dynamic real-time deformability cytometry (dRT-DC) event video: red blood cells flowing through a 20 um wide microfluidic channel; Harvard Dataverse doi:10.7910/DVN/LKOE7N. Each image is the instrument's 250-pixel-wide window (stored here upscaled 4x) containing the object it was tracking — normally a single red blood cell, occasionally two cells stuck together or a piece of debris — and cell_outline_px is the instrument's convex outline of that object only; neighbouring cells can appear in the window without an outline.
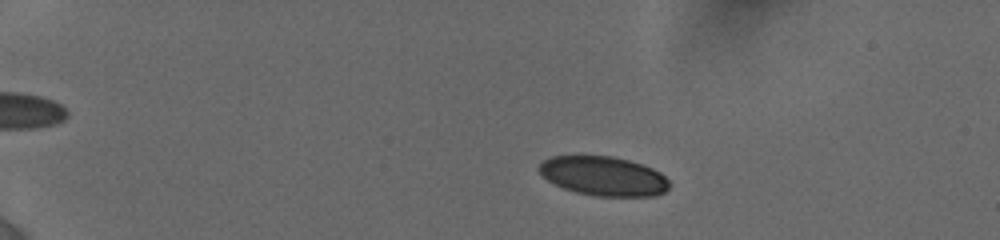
{"species": "human", "species_latin": "Homo sapiens", "temperature_condition": "cold", "stored_images_in_passage": 40, "camera_frame_rate_fps": 3000, "um_per_image_px": 0.085, "donor": {"sex": "female"}, "frame": {"image": 1, "passage_image": 6, "time_ms": 2.667, "image_size_px": [1000, 240], "cell_outline_px": [[672, 184], [664, 192], [656, 196], [596, 196], [576, 192], [564, 188], [548, 180], [536, 168], [544, 160], [552, 156], [612, 156], [628, 160], [652, 168], [660, 172]], "centroid_in_image_um": [51.32, 14.97], "position_along_channel_um": 33.7, "area_um2": 29.71}}
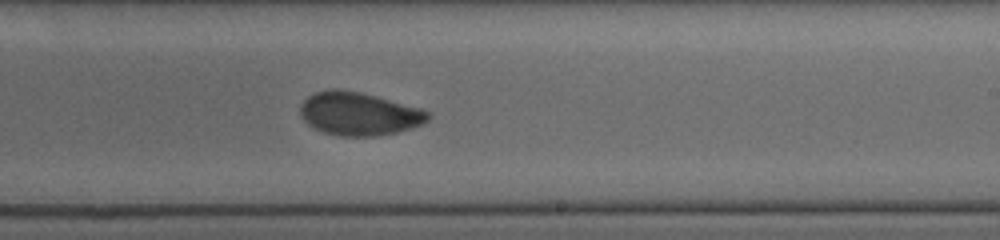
{"frame": {"image": 2, "passage_image": 24, "time_ms": 11.0, "image_size_px": [1000, 240], "cell_outline_px": [[432, 116], [424, 124], [412, 128], [396, 132], [376, 136], [340, 136], [324, 132], [312, 128], [300, 116], [300, 104], [308, 96], [316, 92], [332, 88], [336, 88], [360, 92], [376, 96], [420, 108], [428, 112]], "centroid_in_image_um": [30.5, 9.67], "position_along_channel_um": 258.5, "area_um2": 32.25}}
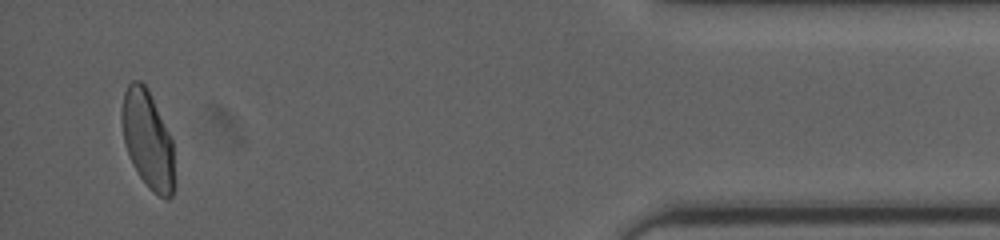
{"frame": {"image": 3, "passage_image": 39, "time_ms": 16.667, "image_size_px": [1000, 240], "cell_outline_px": [[176, 184], [172, 196], [168, 200], [164, 200], [152, 192], [148, 188], [132, 164], [124, 144], [120, 120], [120, 112], [124, 92], [128, 84], [132, 80], [140, 80], [148, 88], [172, 136]], "centroid_in_image_um": [12.58, 11.89], "position_along_channel_um": 422.6, "area_um2": 31.15}, "authors_computed_cell_mechanics": {"area_um2": 31.2698, "velocity_mm_per_s": 3.8379, "shape_relaxation_time_tau1_ms": 7.207, "shape_relaxation_time_tau2_ms": 1.0334, "deformation_change_tau1": 0.1717, "deformation_change_tau2": 0.0552}}